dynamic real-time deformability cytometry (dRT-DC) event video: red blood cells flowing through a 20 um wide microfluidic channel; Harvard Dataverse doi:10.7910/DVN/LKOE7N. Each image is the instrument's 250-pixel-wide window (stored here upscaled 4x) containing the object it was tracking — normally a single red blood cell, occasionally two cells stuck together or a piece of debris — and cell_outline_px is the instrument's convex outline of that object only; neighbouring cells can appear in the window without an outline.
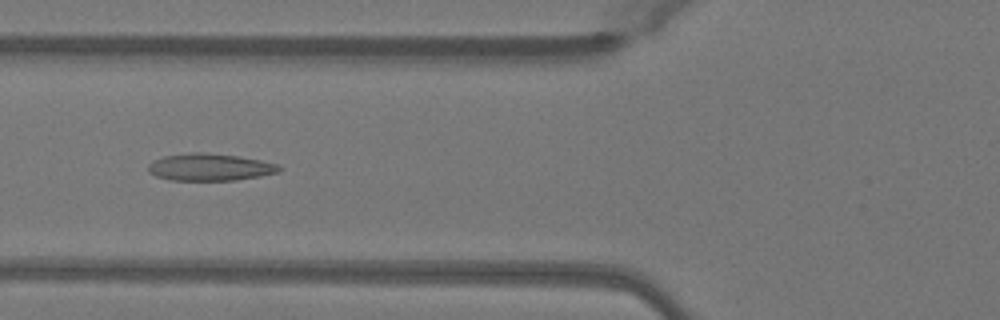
{"species": "Egyptian fruit bat (a non-hibernating species)", "species_latin": "Rousettus aegyptiacus", "temperature_condition": "warm", "stored_images_in_passage": 50, "camera_frame_rate_fps": 3000, "um_per_image_px": 0.085, "animal": {"sex": "female"}, "frame": {"image": 1, "passage_image": 19, "time_ms": 6.0, "image_size_px": [1000, 320], "cell_outline_px": [[280, 172], [260, 176], [236, 180], [172, 180], [156, 176], [148, 172], [148, 164], [152, 160], [164, 156], [192, 152], [204, 152], [240, 156], [260, 160], [276, 164], [280, 168]], "centroid_in_image_um": [17.81, 14.2], "position_along_channel_um": 108.0, "area_um2": 20.75}}
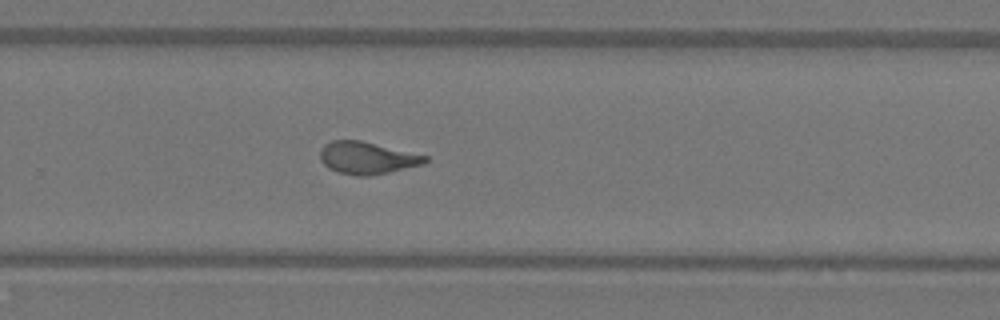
{"frame": {"image": 2, "passage_image": 33, "time_ms": 10.667, "image_size_px": [1000, 320], "cell_outline_px": [[428, 160], [424, 164], [388, 172], [368, 176], [356, 176], [340, 172], [328, 168], [320, 160], [320, 148], [324, 144], [332, 140], [360, 140], [428, 156]], "centroid_in_image_um": [31.18, 13.42], "position_along_channel_um": 298.6, "area_um2": 19.65}}
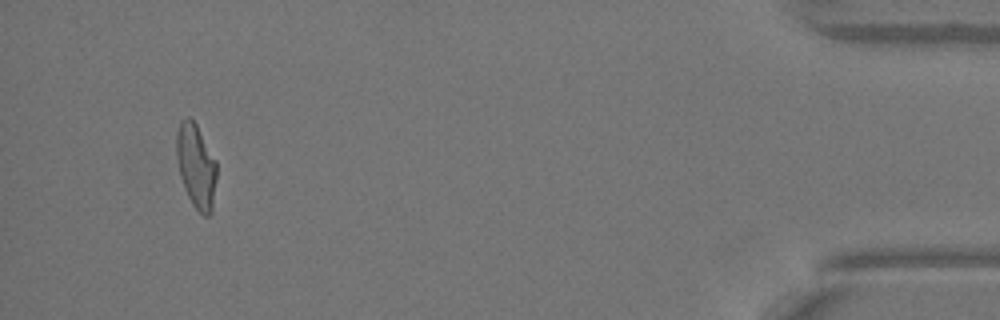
{"frame": {"image": 3, "passage_image": 47, "time_ms": 15.333, "image_size_px": [1000, 320], "cell_outline_px": [[216, 180], [212, 212], [208, 216], [204, 216], [192, 204], [184, 188], [180, 176], [176, 156], [176, 132], [180, 120], [188, 116], [196, 124], [216, 160]], "centroid_in_image_um": [16.66, 14.1], "position_along_channel_um": 418.5, "area_um2": 19.77}, "authors_computed_cell_mechanics": {"area_um2": 20.1433, "velocity_mm_per_s": 4.0876, "shape_relaxation_time_tau1_ms": 8.414, "shape_relaxation_time_tau2_ms": 0.8115, "deformation_change_tau1": 0.2589, "deformation_change_tau2": 0.0873}}